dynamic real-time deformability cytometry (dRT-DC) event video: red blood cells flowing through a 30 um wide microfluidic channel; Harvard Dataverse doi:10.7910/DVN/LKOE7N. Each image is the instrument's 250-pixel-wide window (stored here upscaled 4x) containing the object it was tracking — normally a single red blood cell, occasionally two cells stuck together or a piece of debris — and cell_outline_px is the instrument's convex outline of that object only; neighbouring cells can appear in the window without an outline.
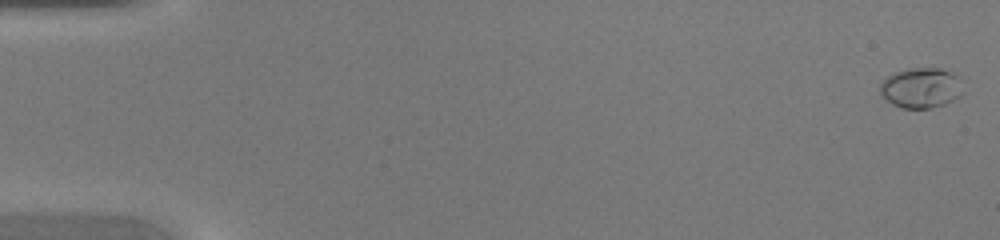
{"species": "common noctule bat (a hibernating species)", "species_latin": "Nyctalus noctula", "temperature_condition": "warm", "stored_images_in_passage": 46, "camera_frame_rate_fps": 3000, "um_per_image_px": 0.085, "animal": {"sex": "female", "body_mass_g": 20.0, "forearm_length_mm": 54.0}, "frame": {"image": 1, "passage_image": 1, "time_ms": 0.0, "image_size_px": [1000, 240], "cell_outline_px": [[964, 92], [960, 96], [944, 104], [932, 108], [900, 108], [892, 104], [880, 92], [880, 84], [892, 72], [908, 68], [940, 68], [952, 72], [956, 76]], "centroid_in_image_um": [78.28, 7.46], "position_along_channel_um": 6.7, "area_um2": 19.42}}
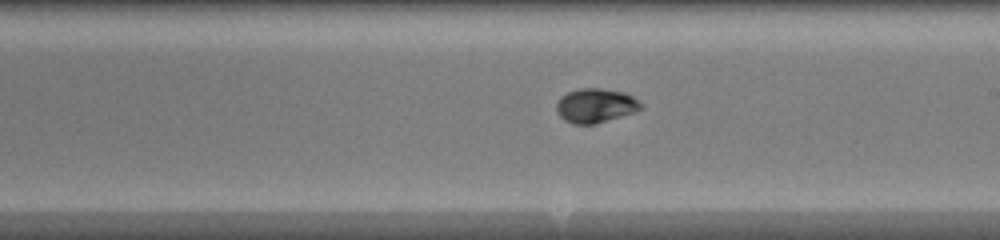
{"frame": {"image": 2, "passage_image": 27, "time_ms": 8.667, "image_size_px": [1000, 240], "cell_outline_px": [[640, 108], [632, 112], [596, 124], [572, 124], [564, 120], [556, 112], [556, 104], [560, 96], [568, 92], [580, 88], [600, 88], [624, 92], [632, 96], [640, 104]], "centroid_in_image_um": [50.54, 8.97], "position_along_channel_um": 238.5, "area_um2": 16.65}}
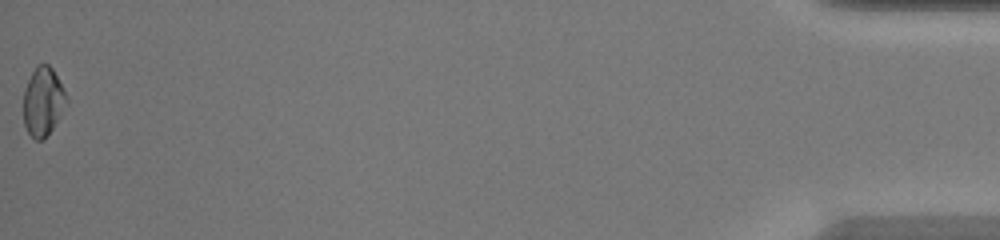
{"frame": {"image": 3, "passage_image": 46, "time_ms": 15.0, "image_size_px": [1000, 240], "cell_outline_px": [[68, 100], [52, 128], [44, 140], [36, 140], [28, 132], [24, 124], [24, 88], [36, 64], [48, 64], [52, 68]], "centroid_in_image_um": [3.63, 8.62], "position_along_channel_um": 431.6, "area_um2": 16.82}}